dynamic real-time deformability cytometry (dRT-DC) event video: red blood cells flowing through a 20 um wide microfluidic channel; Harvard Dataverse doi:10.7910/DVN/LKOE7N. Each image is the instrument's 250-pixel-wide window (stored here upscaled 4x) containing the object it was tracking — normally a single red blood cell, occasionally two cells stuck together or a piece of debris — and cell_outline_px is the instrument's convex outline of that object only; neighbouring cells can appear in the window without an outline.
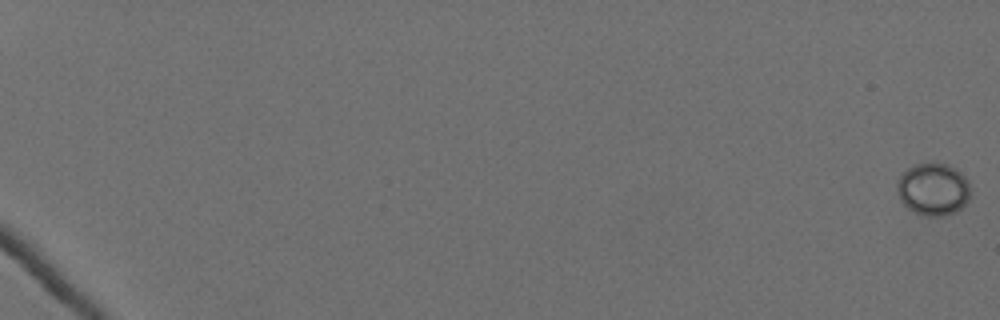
{"species": "Egyptian fruit bat (a non-hibernating species)", "species_latin": "Rousettus aegyptiacus", "temperature_condition": "cold", "stored_images_in_passage": 64, "segment_of_instrument_passage": [1, 2], "camera_frame_rate_fps": 3000, "um_per_image_px": 0.085, "animal": {"sex": "female"}, "frame": {"image": 1, "passage_image": 1, "time_ms": 0.0, "image_size_px": [1000, 320], "cell_outline_px": [[968, 200], [960, 208], [944, 216], [924, 216], [908, 208], [900, 200], [896, 192], [896, 180], [908, 168], [916, 164], [936, 160], [948, 164], [956, 168], [968, 180]], "centroid_in_image_um": [79.28, 16.04], "position_along_channel_um": 5.7, "area_um2": 22.66}}
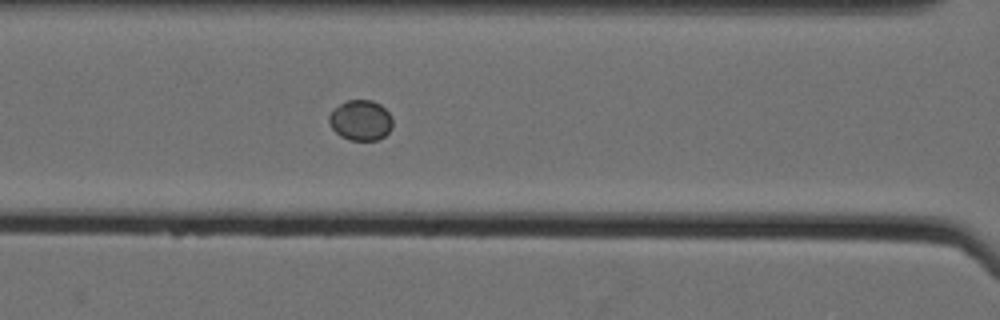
{"frame": {"image": 2, "passage_image": 32, "time_ms": 10.333, "image_size_px": [1000, 320], "cell_outline_px": [[392, 128], [384, 136], [376, 140], [348, 140], [340, 136], [332, 128], [328, 120], [328, 116], [332, 108], [348, 100], [372, 100], [380, 104], [392, 116]], "centroid_in_image_um": [30.64, 10.22], "position_along_channel_um": 136.0, "area_um2": 15.09}}
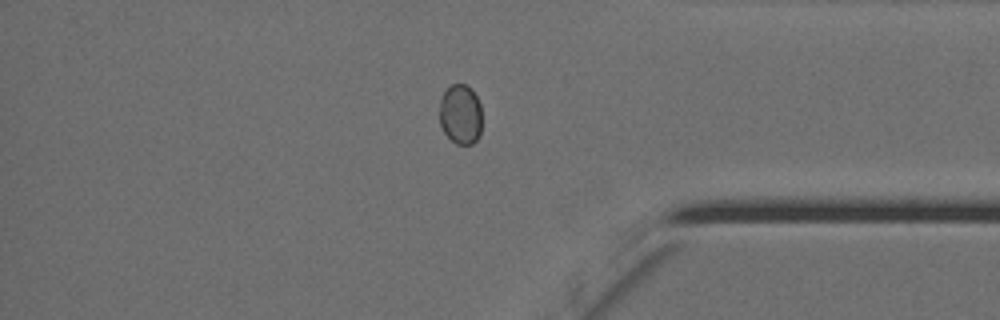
{"frame": {"image": 3, "passage_image": 55, "time_ms": 18.0, "image_size_px": [1000, 320], "cell_outline_px": [[480, 136], [472, 144], [456, 144], [444, 132], [440, 124], [440, 100], [444, 92], [452, 84], [464, 84], [472, 88], [480, 104]], "centroid_in_image_um": [39.14, 9.71], "position_along_channel_um": 396.1, "area_um2": 14.74}}